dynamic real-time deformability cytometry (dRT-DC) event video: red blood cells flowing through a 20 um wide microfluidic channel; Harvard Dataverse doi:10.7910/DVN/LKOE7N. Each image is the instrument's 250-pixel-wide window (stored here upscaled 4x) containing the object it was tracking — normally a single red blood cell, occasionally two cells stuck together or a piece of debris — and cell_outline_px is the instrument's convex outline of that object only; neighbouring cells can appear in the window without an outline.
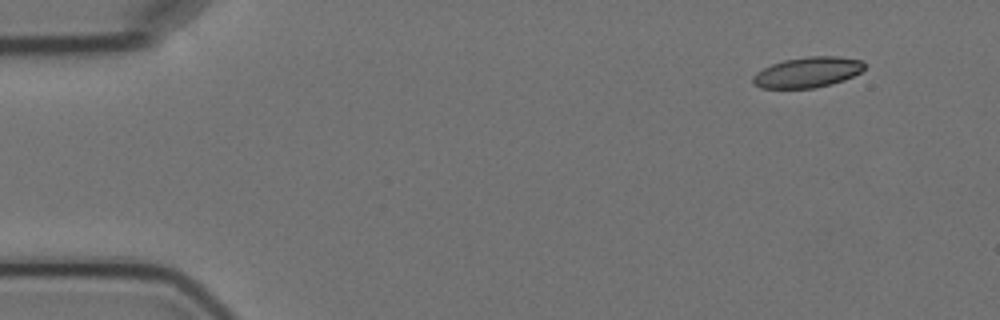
{"species": "Egyptian fruit bat (a non-hibernating species)", "species_latin": "Rousettus aegyptiacus", "temperature_condition": "cold", "stored_images_in_passage": 4, "camera_frame_rate_fps": 3000, "um_per_image_px": 0.085, "animal": {"sex": "female"}, "frame": {"image": 1, "passage_image": 1, "time_ms": 0.0, "image_size_px": [1000, 320], "cell_outline_px": [[864, 68], [860, 72], [844, 80], [832, 84], [816, 88], [760, 88], [752, 84], [752, 76], [756, 72], [772, 64], [784, 60], [808, 56], [836, 56], [860, 60], [864, 64]], "centroid_in_image_um": [68.61, 6.15], "position_along_channel_um": 16.4, "area_um2": 19.83}}
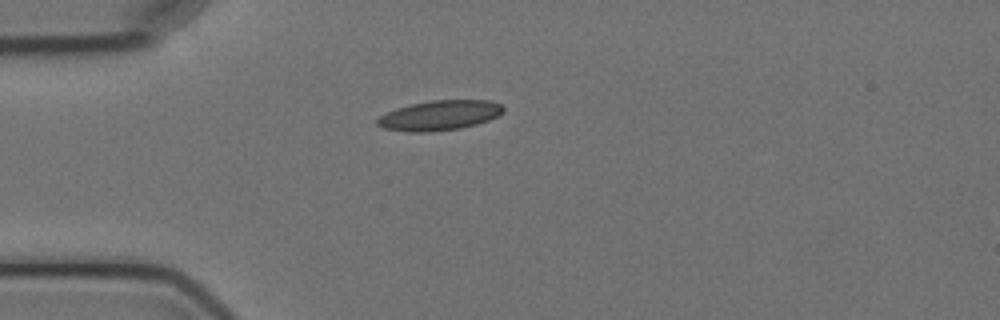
{"frame": {"image": 2, "passage_image": 4, "time_ms": 3.333, "image_size_px": [1000, 320], "cell_outline_px": [[504, 112], [488, 120], [476, 124], [460, 128], [428, 132], [408, 132], [384, 128], [376, 124], [376, 120], [380, 116], [396, 108], [412, 104], [432, 100], [492, 100], [500, 104], [504, 108]], "centroid_in_image_um": [37.37, 9.8], "position_along_channel_um": 47.6, "area_um2": 21.85}}